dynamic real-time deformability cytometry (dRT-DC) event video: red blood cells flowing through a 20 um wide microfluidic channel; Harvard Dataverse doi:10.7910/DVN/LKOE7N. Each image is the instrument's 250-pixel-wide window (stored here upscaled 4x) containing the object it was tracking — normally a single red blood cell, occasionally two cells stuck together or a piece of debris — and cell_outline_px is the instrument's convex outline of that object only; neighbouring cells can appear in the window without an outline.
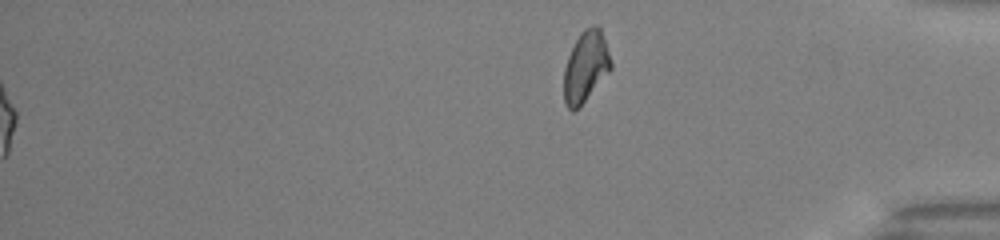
{"species": "common noctule bat (a hibernating species)", "species_latin": "Nyctalus noctula", "temperature_condition": "warm", "stored_images_in_passage": 41, "segment_of_instrument_passage": [2, 2], "camera_frame_rate_fps": 3000, "um_per_image_px": 0.085, "animal": {"sex": "male", "body_mass_g": 13.0, "forearm_length_mm": 53.1}, "frame": {"image": 1, "passage_image": 41, "time_ms": 13.333, "image_size_px": [1000, 240], "cell_outline_px": [[612, 68], [580, 108], [572, 112], [568, 108], [564, 100], [564, 68], [568, 56], [580, 32], [584, 28], [592, 24], [596, 24], [600, 28], [612, 60]], "centroid_in_image_um": [49.79, 5.67], "position_along_channel_um": 385.4, "area_um2": 19.65}}